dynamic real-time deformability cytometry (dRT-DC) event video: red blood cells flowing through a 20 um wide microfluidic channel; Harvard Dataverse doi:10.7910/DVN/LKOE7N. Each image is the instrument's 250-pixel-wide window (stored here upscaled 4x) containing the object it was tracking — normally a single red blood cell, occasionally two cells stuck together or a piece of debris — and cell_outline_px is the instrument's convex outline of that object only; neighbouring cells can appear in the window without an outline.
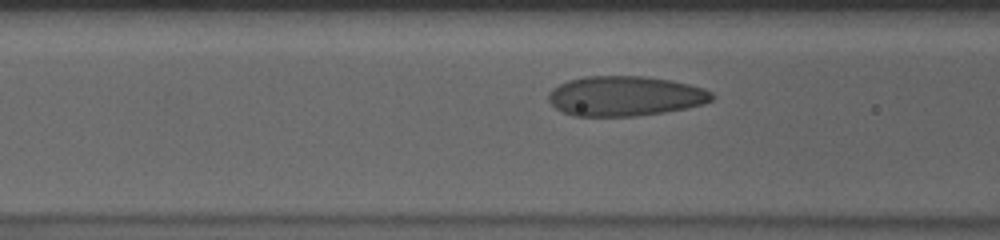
{"species": "human", "species_latin": "Homo sapiens", "temperature_condition": "cold", "stored_images_in_passage": 43, "camera_frame_rate_fps": 3000, "um_per_image_px": 0.085, "donor": {"sex": "male"}, "frame": {"image": 1, "passage_image": 15, "time_ms": 4.667, "image_size_px": [1000, 240], "cell_outline_px": [[716, 96], [712, 100], [704, 104], [688, 108], [664, 112], [636, 116], [572, 116], [556, 108], [548, 100], [548, 92], [552, 88], [568, 80], [584, 76], [644, 76], [672, 80], [704, 88], [712, 92]], "centroid_in_image_um": [53.15, 8.16], "position_along_channel_um": 113.5, "area_um2": 38.32}}
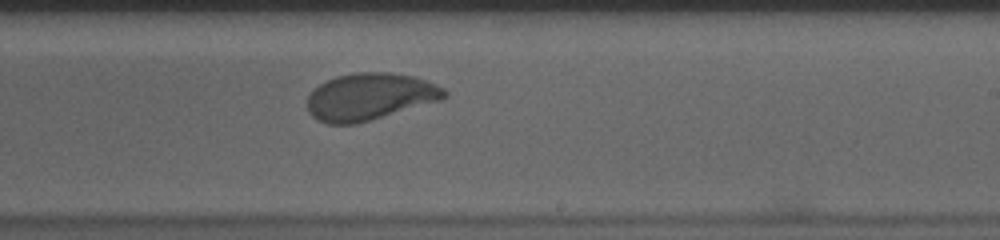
{"frame": {"image": 2, "passage_image": 27, "time_ms": 8.667, "image_size_px": [1000, 240], "cell_outline_px": [[448, 96], [440, 100], [356, 124], [328, 124], [312, 116], [308, 112], [308, 96], [320, 84], [336, 76], [356, 72], [388, 72], [412, 76], [424, 80], [444, 88], [448, 92]], "centroid_in_image_um": [31.43, 8.21], "position_along_channel_um": 257.6, "area_um2": 37.17}}
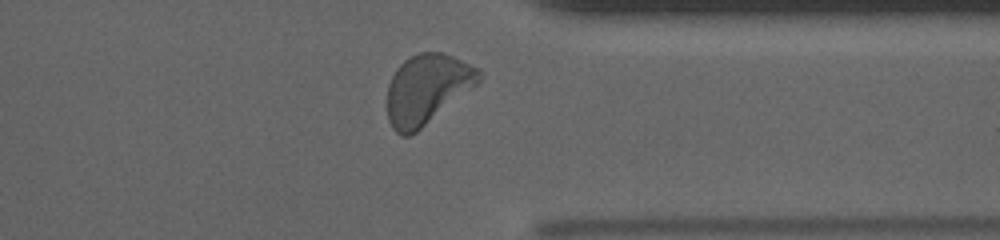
{"frame": {"image": 3, "passage_image": 37, "time_ms": 12.0, "image_size_px": [1000, 240], "cell_outline_px": [[484, 76], [476, 84], [416, 132], [408, 136], [400, 136], [392, 128], [388, 120], [388, 84], [396, 68], [404, 60], [420, 52], [440, 52], [452, 56], [480, 68], [484, 72]], "centroid_in_image_um": [36.29, 7.56], "position_along_channel_um": 375.1, "area_um2": 36.93}, "authors_computed_cell_mechanics": {"area_um2": 37.1654, "velocity_mm_per_s": 3.6167, "shape_relaxation_time_tau1_ms": 5.5417, "shape_relaxation_time_tau2_ms": null, "deformation_change_tau1": 0.1842, "deformation_change_tau2": null}}